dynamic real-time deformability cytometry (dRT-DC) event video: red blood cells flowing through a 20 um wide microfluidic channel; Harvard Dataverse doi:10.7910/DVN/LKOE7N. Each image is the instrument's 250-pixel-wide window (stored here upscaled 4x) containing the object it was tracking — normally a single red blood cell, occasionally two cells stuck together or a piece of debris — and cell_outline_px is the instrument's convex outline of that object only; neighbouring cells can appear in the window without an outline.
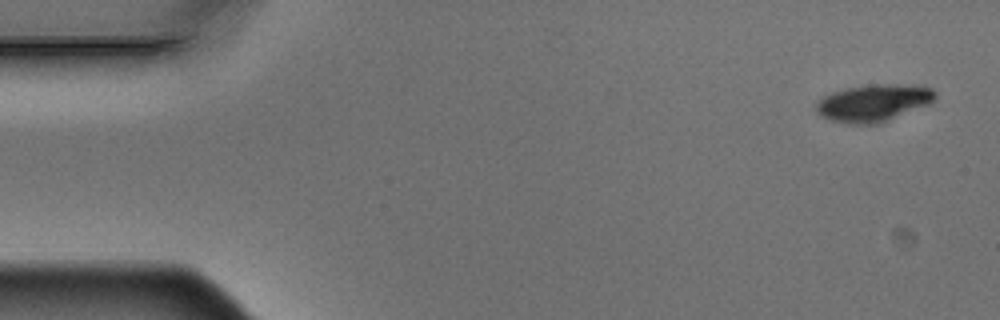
{"species": "Egyptian fruit bat (a non-hibernating species)", "species_latin": "Rousettus aegyptiacus", "temperature_condition": "warm", "stored_images_in_passage": 7, "camera_frame_rate_fps": 3000, "um_per_image_px": 0.085, "animal": {"sex": "male"}, "frame": {"image": 1, "passage_image": 1, "time_ms": 0.0, "image_size_px": [1000, 320], "cell_outline_px": [[936, 96], [928, 104], [876, 124], [852, 124], [832, 120], [820, 116], [816, 112], [816, 100], [832, 92], [848, 88], [872, 84], [924, 84], [932, 88], [936, 92]], "centroid_in_image_um": [74.25, 8.72], "position_along_channel_um": 10.8, "area_um2": 25.72}}
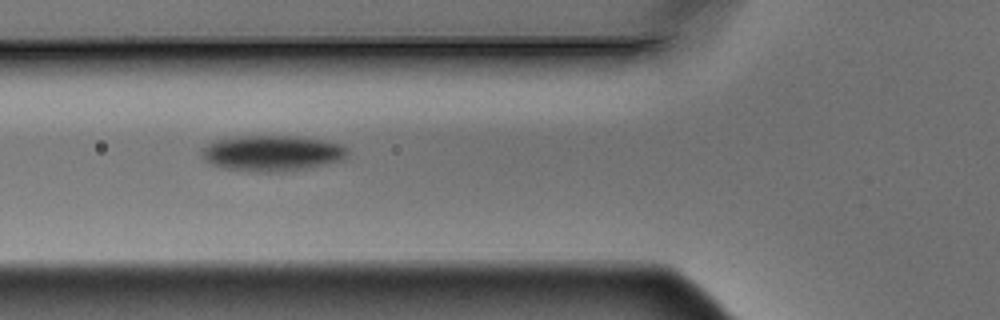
{"frame": {"image": 2, "passage_image": 6, "time_ms": 1.667, "image_size_px": [1000, 320], "cell_outline_px": [[348, 152], [344, 160], [304, 168], [272, 172], [252, 172], [224, 168], [212, 164], [204, 160], [200, 156], [200, 148], [216, 140], [236, 136], [296, 136], [320, 140], [340, 144], [348, 148]], "centroid_in_image_um": [23.07, 13.02], "position_along_channel_um": 102.7, "area_um2": 30.35}}
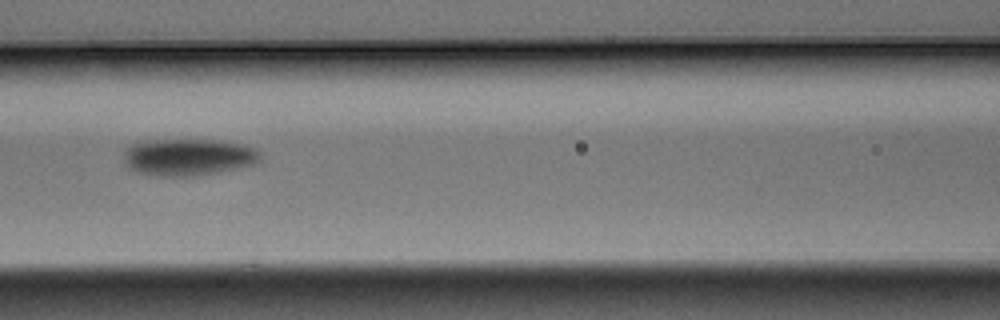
{"frame": {"image": 3, "passage_image": 7, "time_ms": 2.0, "image_size_px": [1000, 320], "cell_outline_px": [[260, 160], [256, 164], [220, 172], [192, 176], [156, 176], [136, 172], [124, 164], [124, 148], [132, 144], [152, 140], [224, 140], [244, 144], [260, 152]], "centroid_in_image_um": [16.0, 13.35], "position_along_channel_um": 150.6, "area_um2": 29.65}}